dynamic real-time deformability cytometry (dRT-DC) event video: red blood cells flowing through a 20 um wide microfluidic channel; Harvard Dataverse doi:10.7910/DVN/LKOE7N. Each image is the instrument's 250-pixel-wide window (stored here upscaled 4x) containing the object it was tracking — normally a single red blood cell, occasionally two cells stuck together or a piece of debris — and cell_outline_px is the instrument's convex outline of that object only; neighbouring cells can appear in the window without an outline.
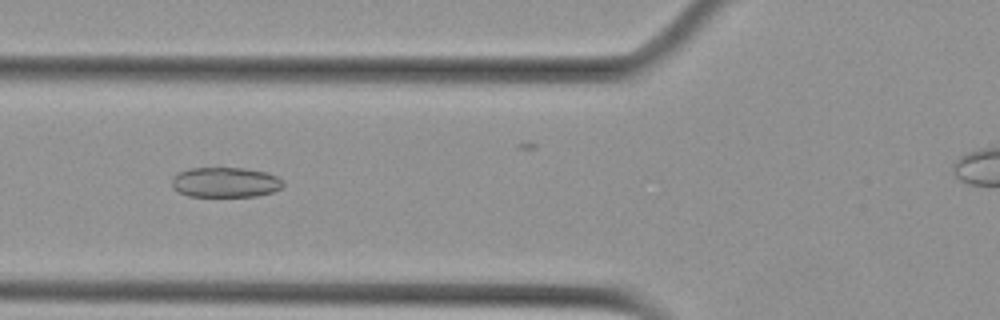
{"species": "Egyptian fruit bat (a non-hibernating species)", "species_latin": "Rousettus aegyptiacus", "temperature_condition": "cold", "stored_images_in_passage": 45, "camera_frame_rate_fps": 3000, "um_per_image_px": 0.085, "animal": {"sex": "female"}, "frame": {"image": 1, "passage_image": 21, "time_ms": 6.667, "image_size_px": [1000, 320], "cell_outline_px": [[284, 184], [280, 188], [272, 192], [256, 196], [188, 196], [172, 188], [172, 176], [188, 168], [244, 168], [264, 172], [276, 176], [284, 180]], "centroid_in_image_um": [19.14, 15.49], "position_along_channel_um": 106.7, "area_um2": 19.48}}
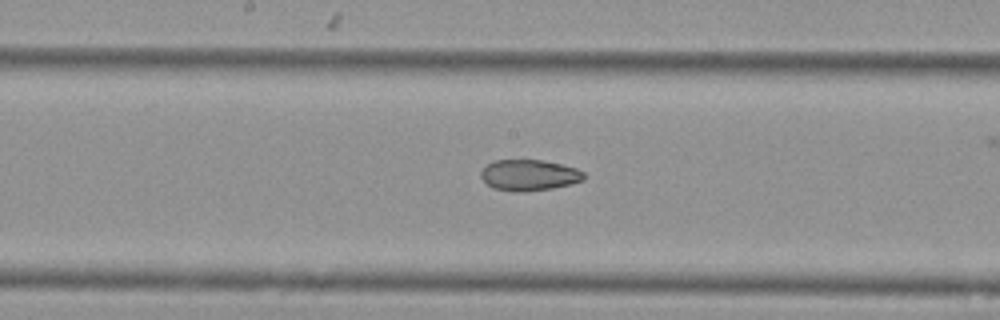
{"frame": {"image": 2, "passage_image": 29, "time_ms": 9.333, "image_size_px": [1000, 320], "cell_outline_px": [[584, 180], [552, 188], [524, 192], [512, 192], [492, 188], [480, 176], [480, 172], [492, 160], [544, 160], [576, 168], [584, 172]], "centroid_in_image_um": [44.95, 14.89], "position_along_channel_um": 203.2, "area_um2": 18.61}}
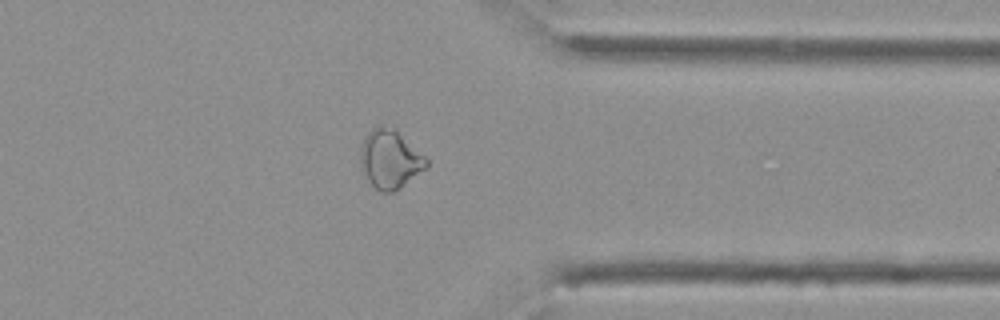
{"frame": {"image": 3, "passage_image": 44, "time_ms": 14.333, "image_size_px": [1000, 320], "cell_outline_px": [[428, 164], [424, 168], [400, 188], [392, 192], [380, 192], [368, 180], [360, 164], [360, 144], [364, 136], [372, 128], [380, 124], [396, 128], [428, 160]], "centroid_in_image_um": [33.11, 13.48], "position_along_channel_um": 378.3, "area_um2": 22.54}}